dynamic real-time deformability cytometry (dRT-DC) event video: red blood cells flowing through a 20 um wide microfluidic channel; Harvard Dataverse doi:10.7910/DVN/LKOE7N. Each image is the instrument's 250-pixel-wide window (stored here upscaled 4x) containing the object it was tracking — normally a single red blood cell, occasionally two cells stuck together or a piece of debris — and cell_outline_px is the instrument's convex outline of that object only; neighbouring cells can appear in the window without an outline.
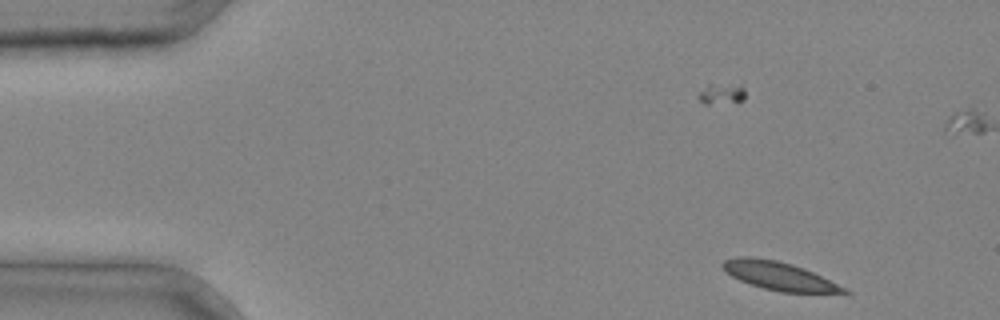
{"species": "common noctule bat (a hibernating species)", "species_latin": "Nyctalus noctula", "temperature_condition": "cold", "stored_images_in_passage": 4, "camera_frame_rate_fps": 3000, "um_per_image_px": 0.085, "animal": {"sex": "male", "body_mass_g": 20.4}, "frame": {"image": 1, "passage_image": 1, "time_ms": 0.0, "image_size_px": [1000, 320], "cell_outline_px": [[852, 292], [780, 292], [764, 288], [740, 280], [732, 276], [720, 264], [724, 260], [736, 256], [748, 256], [776, 260], [792, 264], [804, 268]], "centroid_in_image_um": [66.13, 23.43], "position_along_channel_um": 18.9, "area_um2": 19.36}}